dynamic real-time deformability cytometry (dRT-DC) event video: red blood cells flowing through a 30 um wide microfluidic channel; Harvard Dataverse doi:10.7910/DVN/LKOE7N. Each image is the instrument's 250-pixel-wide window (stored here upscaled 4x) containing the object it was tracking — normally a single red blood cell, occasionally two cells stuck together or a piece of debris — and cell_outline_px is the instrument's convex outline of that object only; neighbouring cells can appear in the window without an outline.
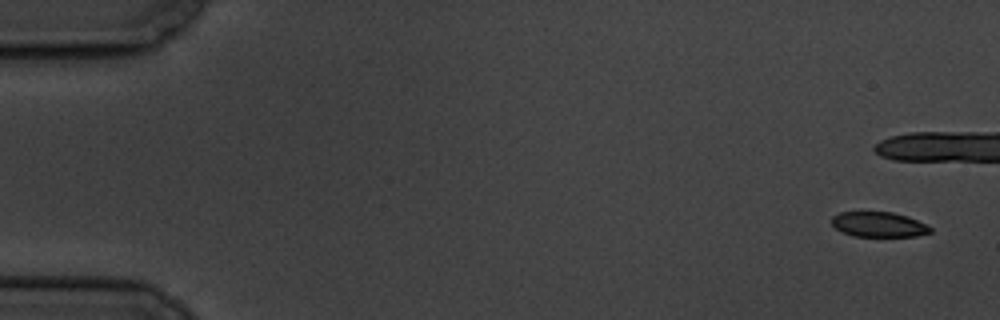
{"species": "common noctule bat (a hibernating species)", "species_latin": "Nyctalus noctula", "temperature_condition": "cold", "stored_images_in_passage": 9, "camera_frame_rate_fps": 3000, "um_per_image_px": 0.085, "animal": {"sex": "male", "body_mass_g": 19.5, "forearm_length_mm": 54.6}, "frame": {"image": 1, "passage_image": 1, "time_ms": 0.0, "image_size_px": [1000, 320], "cell_outline_px": [[932, 232], [916, 236], [852, 236], [836, 228], [832, 224], [832, 216], [840, 212], [892, 212], [908, 216], [932, 228]], "centroid_in_image_um": [74.69, 19.08], "position_along_channel_um": 10.3, "area_um2": 14.28}}